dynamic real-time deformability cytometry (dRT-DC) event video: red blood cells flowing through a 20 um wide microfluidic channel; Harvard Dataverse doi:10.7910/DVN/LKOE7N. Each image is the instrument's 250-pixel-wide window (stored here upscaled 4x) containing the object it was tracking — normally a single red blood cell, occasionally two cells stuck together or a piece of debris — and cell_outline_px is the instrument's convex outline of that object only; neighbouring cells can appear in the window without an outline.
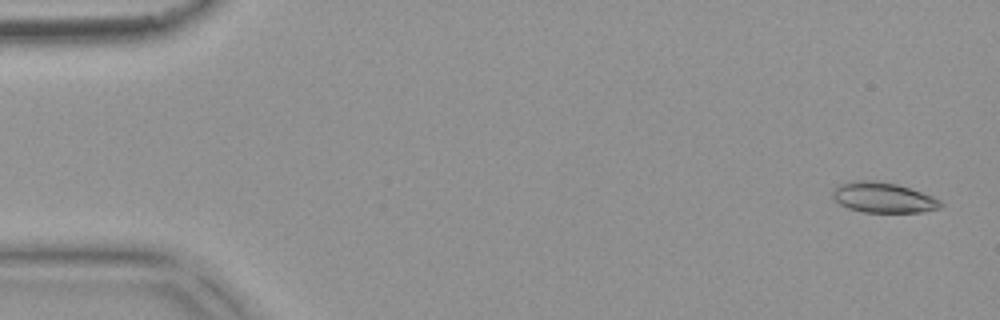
{"species": "common noctule bat (a hibernating species)", "species_latin": "Nyctalus noctula", "temperature_condition": "warm", "stored_images_in_passage": 54, "camera_frame_rate_fps": 3000, "um_per_image_px": 0.085, "animal": {"sex": "female", "body_mass_g": 18.4}, "frame": {"image": 1, "passage_image": 2, "time_ms": 0.333, "image_size_px": [1000, 320], "cell_outline_px": [[944, 204], [940, 208], [924, 212], [860, 212], [848, 208], [840, 204], [832, 196], [832, 192], [836, 184], [852, 180], [872, 180], [896, 184], [932, 196], [940, 200]], "centroid_in_image_um": [75.04, 16.79], "position_along_channel_um": 10.0, "area_um2": 19.19}}
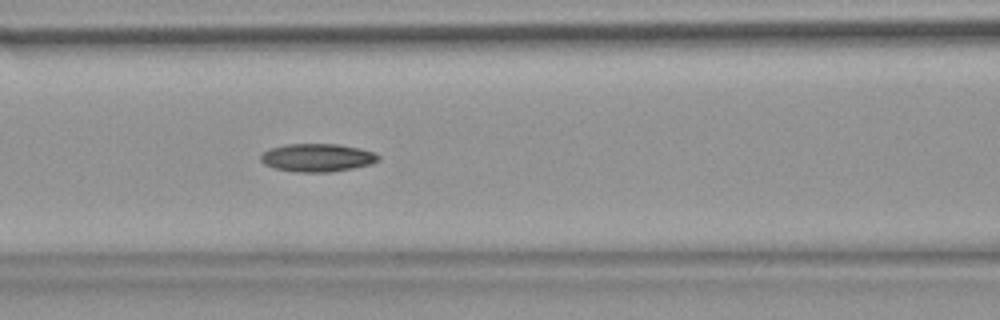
{"frame": {"image": 2, "passage_image": 23, "time_ms": 7.333, "image_size_px": [1000, 320], "cell_outline_px": [[380, 160], [372, 164], [352, 168], [328, 172], [296, 172], [272, 168], [264, 164], [260, 160], [260, 156], [268, 148], [284, 144], [340, 144], [360, 148], [376, 152], [380, 156]], "centroid_in_image_um": [26.97, 13.39], "position_along_channel_um": 139.6, "area_um2": 19.54}}
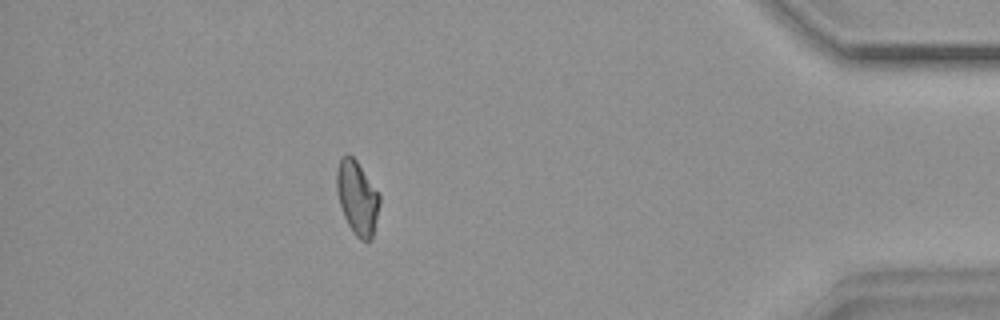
{"frame": {"image": 3, "passage_image": 48, "time_ms": 15.667, "image_size_px": [1000, 320], "cell_outline_px": [[380, 204], [372, 240], [360, 240], [352, 232], [344, 216], [336, 192], [336, 168], [340, 156], [348, 152], [356, 160], [380, 192]], "centroid_in_image_um": [30.36, 16.76], "position_along_channel_um": 404.8, "area_um2": 18.9}, "authors_computed_cell_mechanics": {"area_um2": 18.8717, "velocity_mm_per_s": 3.7524, "shape_relaxation_time_tau1_ms": null, "shape_relaxation_time_tau2_ms": 5.4068, "deformation_change_tau1": null, "deformation_change_tau2": 0.1185}}